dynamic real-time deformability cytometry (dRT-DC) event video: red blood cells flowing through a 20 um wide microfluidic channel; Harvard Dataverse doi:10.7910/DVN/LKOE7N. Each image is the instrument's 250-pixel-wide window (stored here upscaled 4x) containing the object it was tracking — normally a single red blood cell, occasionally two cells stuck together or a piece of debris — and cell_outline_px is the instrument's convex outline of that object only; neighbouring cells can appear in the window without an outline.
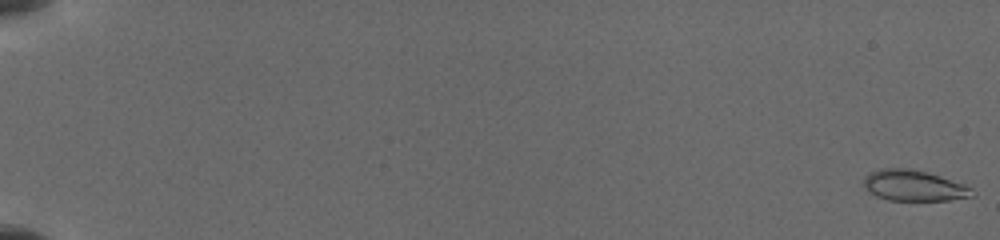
{"species": "common noctule bat (a hibernating species)", "species_latin": "Nyctalus noctula", "temperature_condition": "cold", "stored_images_in_passage": 43, "camera_frame_rate_fps": 3000, "um_per_image_px": 0.085, "animal": {"sex": "female", "body_mass_g": 19.5, "forearm_length_mm": 54.1}, "frame": {"image": 1, "passage_image": 1, "time_ms": 0.0, "image_size_px": [1000, 240], "cell_outline_px": [[976, 196], [948, 200], [888, 200], [876, 196], [864, 184], [864, 176], [868, 172], [880, 168], [912, 168], [940, 176], [964, 184], [972, 188], [976, 192]], "centroid_in_image_um": [77.71, 15.77], "position_along_channel_um": 7.3, "area_um2": 19.54}}
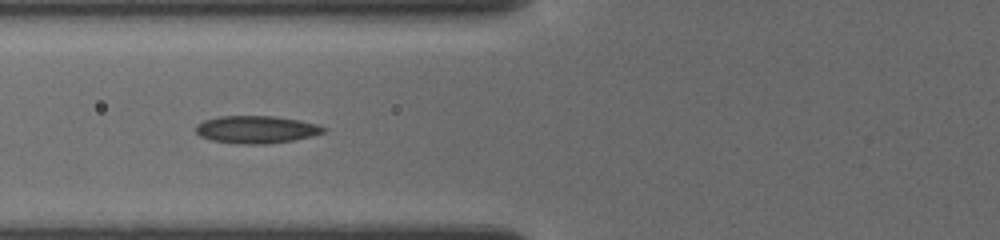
{"frame": {"image": 2, "passage_image": 28, "time_ms": 7.667, "image_size_px": [1000, 240], "cell_outline_px": [[324, 132], [312, 136], [292, 140], [264, 144], [240, 144], [212, 140], [200, 136], [196, 132], [196, 124], [204, 120], [220, 116], [272, 116], [300, 120], [320, 124], [324, 128]], "centroid_in_image_um": [21.78, 11.0], "position_along_channel_um": 104.0, "area_um2": 20.4}}
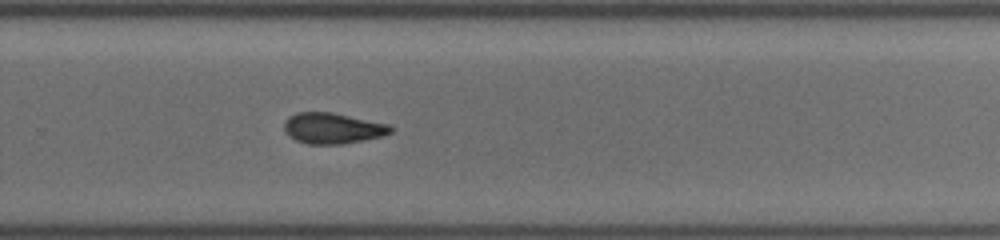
{"frame": {"image": 3, "passage_image": 43, "time_ms": 12.667, "image_size_px": [1000, 240], "cell_outline_px": [[392, 132], [384, 136], [344, 144], [308, 144], [296, 140], [288, 136], [284, 128], [284, 120], [288, 116], [296, 112], [332, 112], [388, 124], [392, 128]], "centroid_in_image_um": [28.25, 10.9], "position_along_channel_um": 301.5, "area_um2": 19.25}}